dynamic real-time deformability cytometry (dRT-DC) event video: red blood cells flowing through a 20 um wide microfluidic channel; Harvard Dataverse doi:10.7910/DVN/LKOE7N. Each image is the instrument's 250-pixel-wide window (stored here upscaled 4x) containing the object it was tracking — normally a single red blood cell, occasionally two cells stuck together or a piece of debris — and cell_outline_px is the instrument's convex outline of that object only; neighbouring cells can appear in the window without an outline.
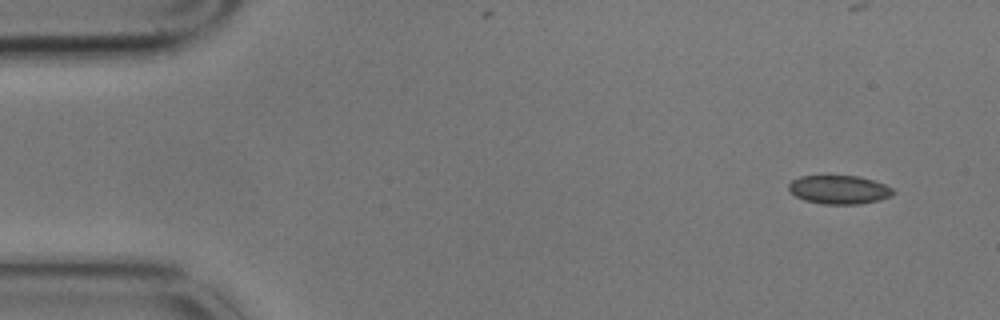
{"species": "common noctule bat (a hibernating species)", "species_latin": "Nyctalus noctula", "temperature_condition": "cold", "stored_images_in_passage": 4, "camera_frame_rate_fps": 3000, "um_per_image_px": 0.085, "animal": {"sex": "male", "body_mass_g": 17.9}, "frame": {"image": 1, "passage_image": 1, "time_ms": 0.0, "image_size_px": [1000, 320], "cell_outline_px": [[896, 192], [892, 196], [880, 200], [860, 204], [824, 204], [804, 200], [796, 196], [788, 188], [788, 184], [792, 180], [800, 176], [860, 176], [884, 184], [892, 188]], "centroid_in_image_um": [71.35, 16.12], "position_along_channel_um": 13.7, "area_um2": 17.46}}
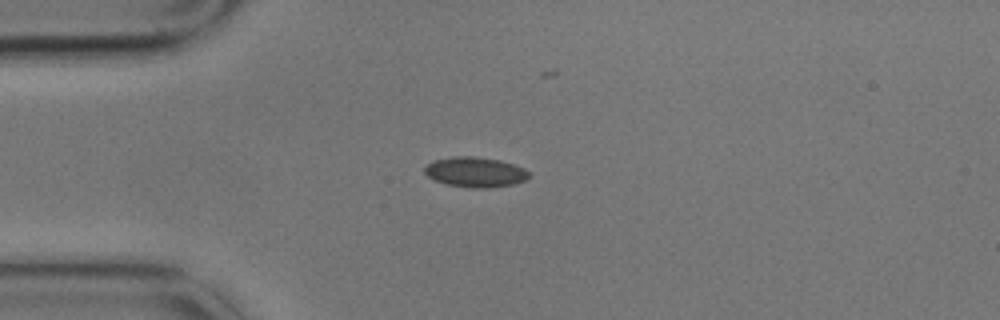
{"frame": {"image": 2, "passage_image": 4, "time_ms": 1.0, "image_size_px": [1000, 320], "cell_outline_px": [[528, 176], [524, 180], [512, 184], [488, 188], [472, 188], [448, 184], [436, 180], [428, 176], [424, 172], [424, 168], [432, 160], [452, 156], [472, 156], [500, 160], [524, 168], [528, 172]], "centroid_in_image_um": [40.36, 14.61], "position_along_channel_um": 44.6, "area_um2": 18.09}}